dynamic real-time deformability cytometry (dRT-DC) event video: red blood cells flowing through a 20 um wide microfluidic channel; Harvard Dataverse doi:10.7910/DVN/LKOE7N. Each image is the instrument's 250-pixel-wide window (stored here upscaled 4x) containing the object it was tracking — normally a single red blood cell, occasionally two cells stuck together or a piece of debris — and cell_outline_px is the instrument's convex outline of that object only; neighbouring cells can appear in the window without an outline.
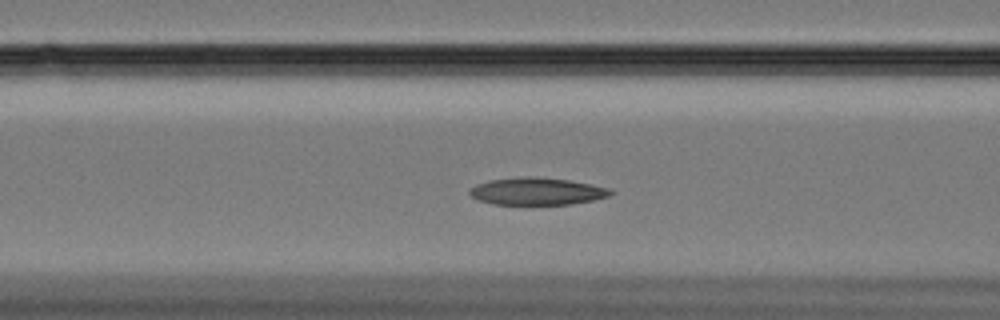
{"species": "Egyptian fruit bat (a non-hibernating species)", "species_latin": "Rousettus aegyptiacus", "temperature_condition": "cold", "stored_images_in_passage": 56, "camera_frame_rate_fps": 3000, "um_per_image_px": 0.085, "animal": {"sex": "female"}, "frame": {"image": 1, "passage_image": 20, "time_ms": 6.333, "image_size_px": [1000, 320], "cell_outline_px": [[616, 192], [608, 196], [592, 200], [572, 204], [492, 204], [480, 200], [472, 196], [468, 192], [476, 184], [488, 180], [532, 176], [568, 180], [608, 188]], "centroid_in_image_um": [45.64, 16.26], "position_along_channel_um": 121.0, "area_um2": 22.08}}
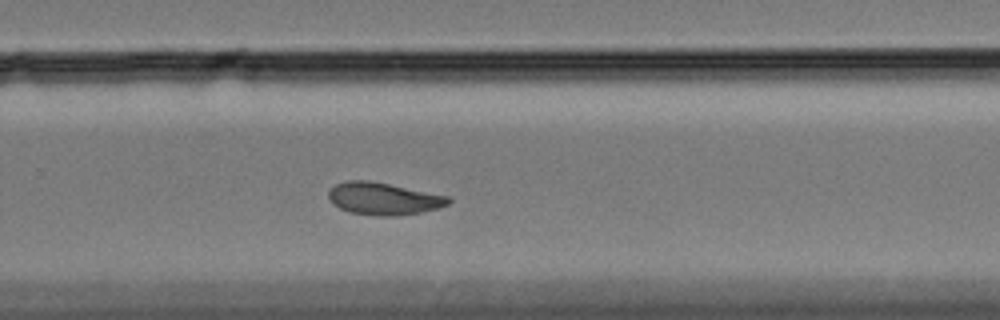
{"frame": {"image": 2, "passage_image": 36, "time_ms": 11.667, "image_size_px": [1000, 320], "cell_outline_px": [[452, 200], [448, 204], [440, 208], [420, 212], [396, 216], [376, 216], [348, 212], [332, 204], [328, 200], [328, 192], [336, 184], [348, 180], [368, 180], [448, 196]], "centroid_in_image_um": [32.57, 16.9], "position_along_channel_um": 297.2, "area_um2": 22.54}}
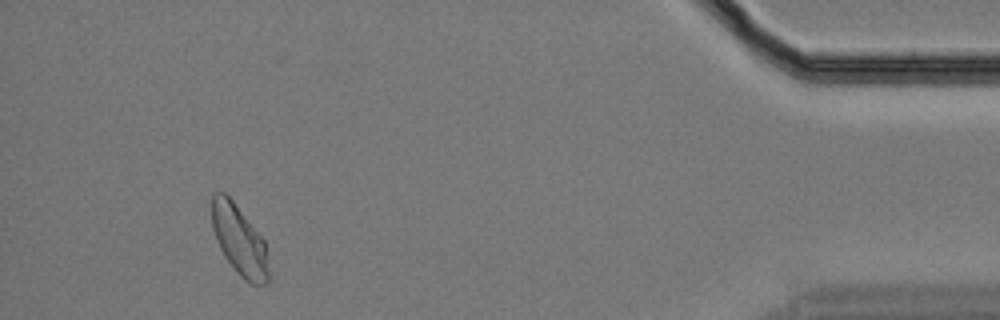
{"frame": {"image": 3, "passage_image": 52, "time_ms": 17.0, "image_size_px": [1000, 320], "cell_outline_px": [[268, 280], [264, 284], [248, 284], [236, 272], [224, 256], [216, 240], [212, 228], [212, 192], [224, 192], [232, 200], [264, 240], [268, 272]], "centroid_in_image_um": [20.31, 20.43], "position_along_channel_um": 414.9, "area_um2": 22.83}, "authors_computed_cell_mechanics": {"area_um2": 23.1778, "velocity_mm_per_s": 3.309, "shape_relaxation_time_tau1_ms": null, "shape_relaxation_time_tau2_ms": 4.4345, "deformation_change_tau1": null, "deformation_change_tau2": 0.0794}}